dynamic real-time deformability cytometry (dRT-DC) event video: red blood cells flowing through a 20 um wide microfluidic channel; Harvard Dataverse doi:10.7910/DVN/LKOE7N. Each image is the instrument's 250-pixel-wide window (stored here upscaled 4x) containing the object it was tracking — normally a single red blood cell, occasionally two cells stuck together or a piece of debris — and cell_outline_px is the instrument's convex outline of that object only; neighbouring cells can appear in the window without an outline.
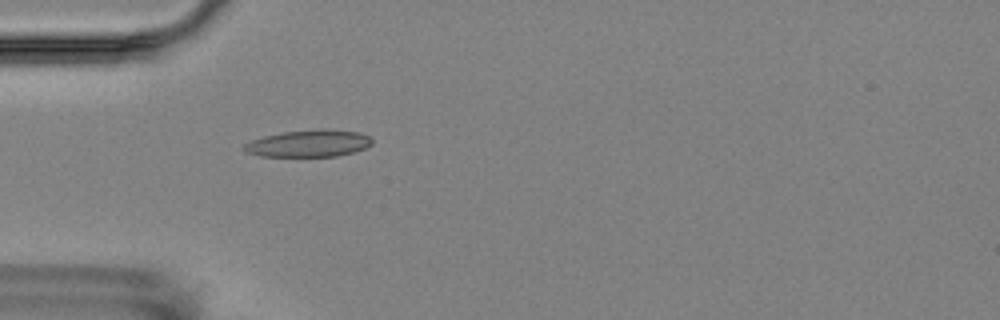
{"species": "Egyptian fruit bat (a non-hibernating species)", "species_latin": "Rousettus aegyptiacus", "temperature_condition": "room temperature", "stored_images_in_passage": 5, "camera_frame_rate_fps": 3000, "um_per_image_px": 0.085, "animal": {"sex": "female"}, "frame": {"image": 1, "passage_image": 5, "time_ms": 4.667, "image_size_px": [1000, 320], "cell_outline_px": [[372, 144], [364, 148], [352, 152], [336, 156], [260, 156], [244, 152], [244, 144], [252, 140], [264, 136], [284, 132], [324, 128], [360, 132], [368, 136], [372, 140]], "centroid_in_image_um": [26.24, 12.18], "position_along_channel_um": 58.8, "area_um2": 20.06}}